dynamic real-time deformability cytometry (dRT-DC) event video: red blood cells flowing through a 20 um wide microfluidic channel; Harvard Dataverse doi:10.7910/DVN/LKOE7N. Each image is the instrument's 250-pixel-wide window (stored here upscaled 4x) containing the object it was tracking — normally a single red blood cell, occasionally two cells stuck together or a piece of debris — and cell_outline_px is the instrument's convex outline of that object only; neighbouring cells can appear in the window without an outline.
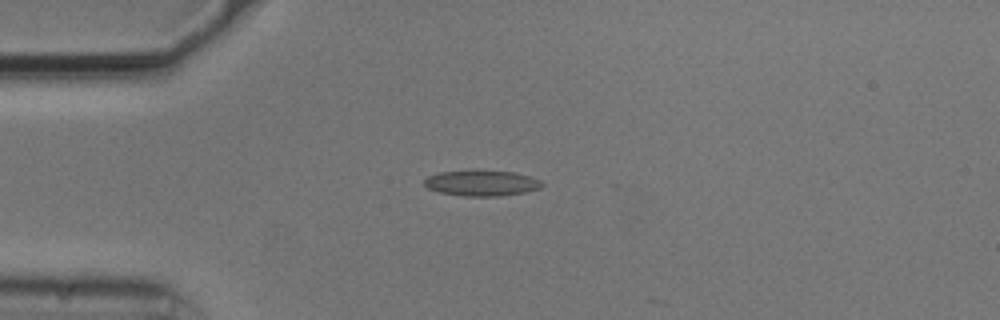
{"species": "common noctule bat (a hibernating species)", "species_latin": "Nyctalus noctula", "temperature_condition": "cold", "stored_images_in_passage": 14, "camera_frame_rate_fps": 3000, "um_per_image_px": 0.085, "animal": {"sex": "male", "body_mass_g": 20.5, "forearm_length_mm": 52.5}, "frame": {"image": 1, "passage_image": 13, "time_ms": 4.0, "image_size_px": [1000, 320], "cell_outline_px": [[544, 184], [540, 188], [524, 192], [500, 196], [464, 196], [440, 192], [428, 188], [424, 184], [424, 180], [428, 176], [440, 172], [476, 168], [512, 172], [528, 176], [540, 180]], "centroid_in_image_um": [40.92, 15.53], "position_along_channel_um": 44.1, "area_um2": 17.98}}